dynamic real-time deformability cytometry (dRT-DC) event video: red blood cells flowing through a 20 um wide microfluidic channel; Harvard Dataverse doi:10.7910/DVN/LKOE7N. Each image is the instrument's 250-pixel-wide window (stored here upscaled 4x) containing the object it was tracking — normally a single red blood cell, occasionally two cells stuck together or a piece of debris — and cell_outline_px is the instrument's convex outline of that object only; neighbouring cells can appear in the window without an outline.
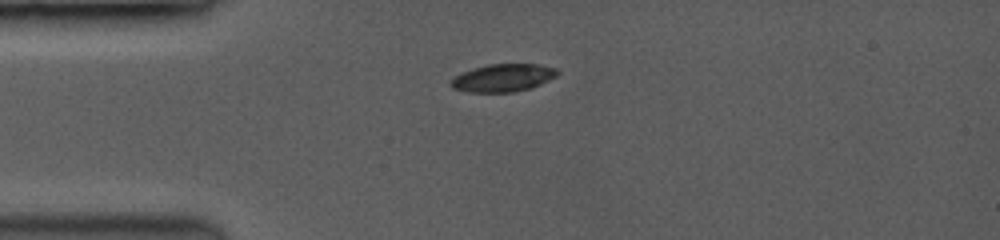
{"species": "common noctule bat (a hibernating species)", "species_latin": "Nyctalus noctula", "temperature_condition": "room temperature", "stored_images_in_passage": 10, "camera_frame_rate_fps": 3500, "um_per_image_px": 0.085, "animal": {"sex": "female", "body_mass_g": 19.0, "forearm_length_mm": 53.3}, "frame": {"image": 1, "passage_image": 1, "time_ms": 0.0, "image_size_px": [1000, 240], "cell_outline_px": [[556, 76], [540, 84], [528, 88], [512, 92], [472, 92], [452, 88], [452, 80], [456, 76], [464, 72], [488, 64], [536, 64], [556, 68]], "centroid_in_image_um": [42.77, 6.61], "position_along_channel_um": 42.2, "area_um2": 16.65}}